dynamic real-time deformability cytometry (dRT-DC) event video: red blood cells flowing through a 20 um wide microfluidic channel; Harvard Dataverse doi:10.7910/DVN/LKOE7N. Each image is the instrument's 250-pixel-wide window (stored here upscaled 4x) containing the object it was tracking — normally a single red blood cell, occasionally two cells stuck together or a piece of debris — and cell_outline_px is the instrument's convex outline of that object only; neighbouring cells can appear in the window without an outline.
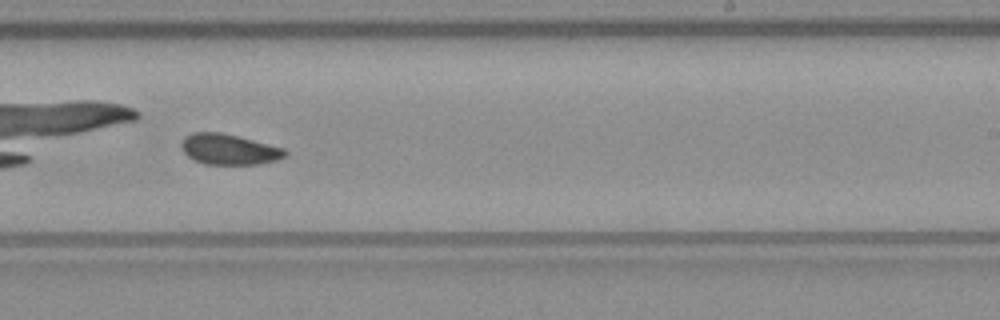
{"species": "common noctule bat (a hibernating species)", "species_latin": "Nyctalus noctula", "temperature_condition": "warm", "stored_images_in_passage": 48, "camera_frame_rate_fps": 3000, "um_per_image_px": 0.085, "animal": {"sex": "male", "body_mass_g": 23.1, "forearm_length_mm": 52.7}, "frame": {"image": 1, "passage_image": 28, "time_ms": 9.0, "image_size_px": [1000, 320], "cell_outline_px": [[288, 156], [276, 160], [256, 164], [204, 164], [192, 160], [184, 152], [180, 144], [184, 136], [192, 132], [220, 132], [284, 148], [288, 152]], "centroid_in_image_um": [19.44, 12.69], "position_along_channel_um": 269.6, "area_um2": 18.5}}
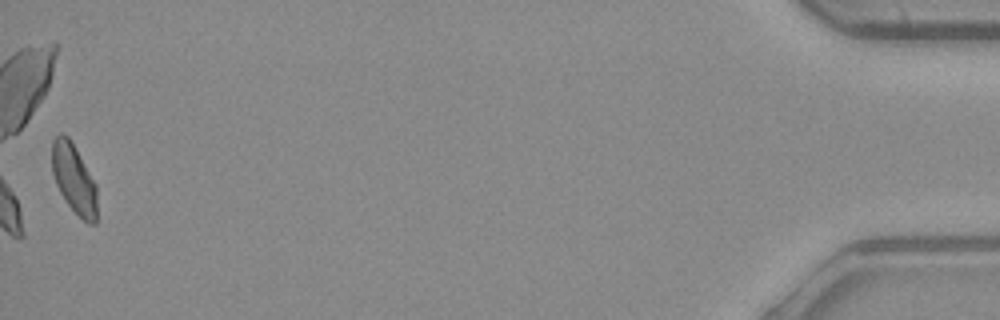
{"frame": {"image": 2, "passage_image": 48, "time_ms": 15.667, "image_size_px": [1000, 320], "cell_outline_px": [[96, 224], [88, 224], [64, 200], [56, 184], [52, 172], [52, 140], [60, 132], [68, 136], [96, 184]], "centroid_in_image_um": [6.27, 15.19], "position_along_channel_um": 428.9, "area_um2": 17.98}, "authors_computed_cell_mechanics": {"area_um2": 18.7561, "velocity_mm_per_s": 3.9357, "shape_relaxation_time_tau1_ms": null, "shape_relaxation_time_tau2_ms": 2.3599, "deformation_change_tau1": null, "deformation_change_tau2": 0.0631}}